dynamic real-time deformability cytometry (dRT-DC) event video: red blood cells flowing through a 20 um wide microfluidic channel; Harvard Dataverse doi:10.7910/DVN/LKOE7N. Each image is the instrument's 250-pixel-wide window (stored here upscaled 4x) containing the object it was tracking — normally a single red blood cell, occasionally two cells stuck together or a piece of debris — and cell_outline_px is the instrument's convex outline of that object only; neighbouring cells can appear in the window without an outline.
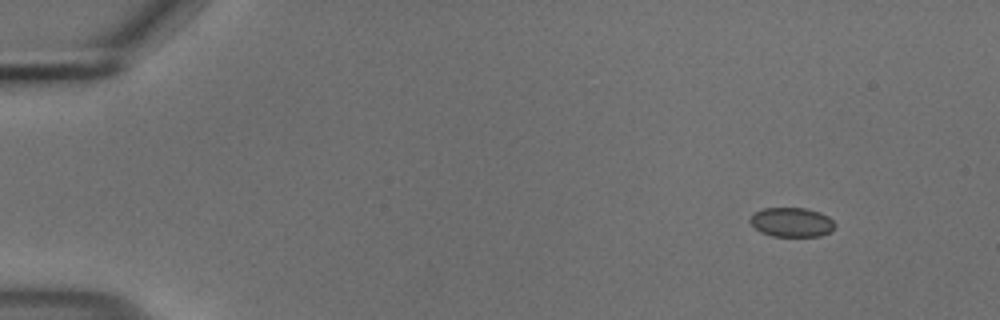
{"species": "common noctule bat (a hibernating species)", "species_latin": "Nyctalus noctula", "temperature_condition": "cold", "stored_images_in_passage": 55, "camera_frame_rate_fps": 3000, "um_per_image_px": 0.085, "animal": {"sex": "male", "body_mass_g": 18.8}, "frame": {"image": 1, "passage_image": 6, "time_ms": 1.667, "image_size_px": [1000, 320], "cell_outline_px": [[836, 224], [828, 232], [820, 236], [772, 236], [760, 232], [748, 220], [756, 212], [764, 208], [804, 208], [820, 212], [828, 216]], "centroid_in_image_um": [67.29, 18.89], "position_along_channel_um": 17.7, "area_um2": 14.33}}
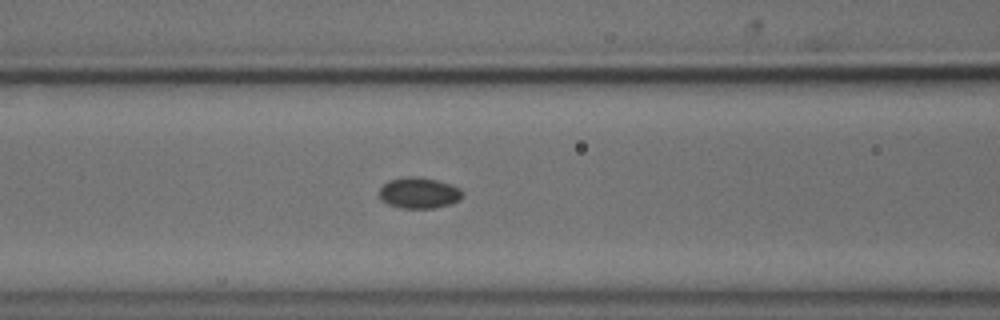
{"frame": {"image": 2, "passage_image": 24, "time_ms": 7.667, "image_size_px": [1000, 320], "cell_outline_px": [[464, 192], [460, 200], [452, 204], [432, 208], [400, 208], [388, 204], [380, 200], [380, 188], [388, 180], [404, 176], [420, 176], [436, 180], [460, 188]], "centroid_in_image_um": [35.61, 16.39], "position_along_channel_um": 131.0, "area_um2": 15.2}}
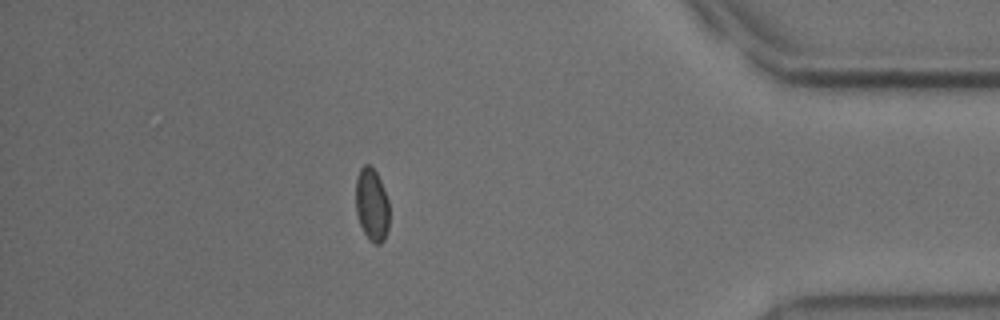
{"frame": {"image": 3, "passage_image": 49, "time_ms": 16.0, "image_size_px": [1000, 320], "cell_outline_px": [[388, 228], [384, 240], [380, 244], [376, 244], [368, 240], [360, 224], [356, 212], [356, 176], [360, 168], [364, 164], [368, 164], [376, 172], [380, 180], [388, 200]], "centroid_in_image_um": [31.59, 17.4], "position_along_channel_um": 403.6, "area_um2": 14.22}, "authors_computed_cell_mechanics": {"area_um2": 15.028, "velocity_mm_per_s": 3.7024, "shape_relaxation_time_tau1_ms": null, "shape_relaxation_time_tau2_ms": 8.6244, "deformation_change_tau1": null, "deformation_change_tau2": 0.0657}}